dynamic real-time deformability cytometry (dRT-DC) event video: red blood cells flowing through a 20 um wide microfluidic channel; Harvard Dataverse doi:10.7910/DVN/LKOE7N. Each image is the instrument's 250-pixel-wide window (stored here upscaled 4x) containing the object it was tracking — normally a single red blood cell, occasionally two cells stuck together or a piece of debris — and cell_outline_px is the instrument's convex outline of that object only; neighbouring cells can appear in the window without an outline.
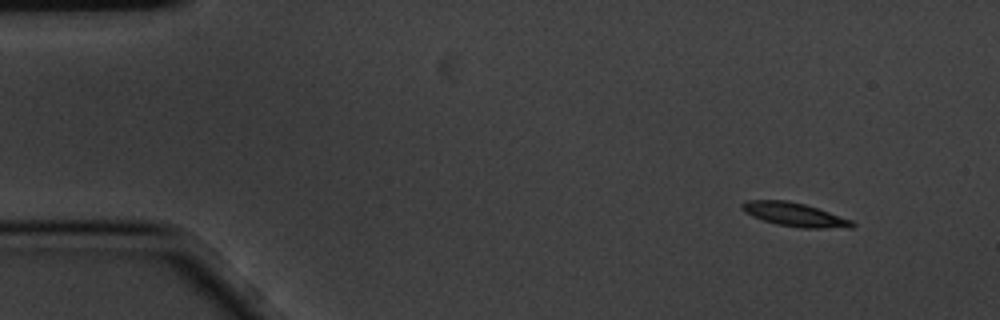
{"species": "common noctule bat (a hibernating species)", "species_latin": "Nyctalus noctula", "temperature_condition": "cold", "stored_images_in_passage": 3, "camera_frame_rate_fps": 3000, "um_per_image_px": 0.085, "animal": {"sex": "male", "body_mass_g": 20.1, "forearm_length_mm": 53.5}, "frame": {"image": 1, "passage_image": 1, "time_ms": 0.0, "image_size_px": [1000, 320], "cell_outline_px": [[856, 224], [852, 228], [800, 228], [776, 224], [752, 216], [744, 212], [740, 208], [740, 204], [748, 200], [784, 200], [804, 204], [852, 220]], "centroid_in_image_um": [67.52, 18.25], "position_along_channel_um": 17.5, "area_um2": 15.14}}